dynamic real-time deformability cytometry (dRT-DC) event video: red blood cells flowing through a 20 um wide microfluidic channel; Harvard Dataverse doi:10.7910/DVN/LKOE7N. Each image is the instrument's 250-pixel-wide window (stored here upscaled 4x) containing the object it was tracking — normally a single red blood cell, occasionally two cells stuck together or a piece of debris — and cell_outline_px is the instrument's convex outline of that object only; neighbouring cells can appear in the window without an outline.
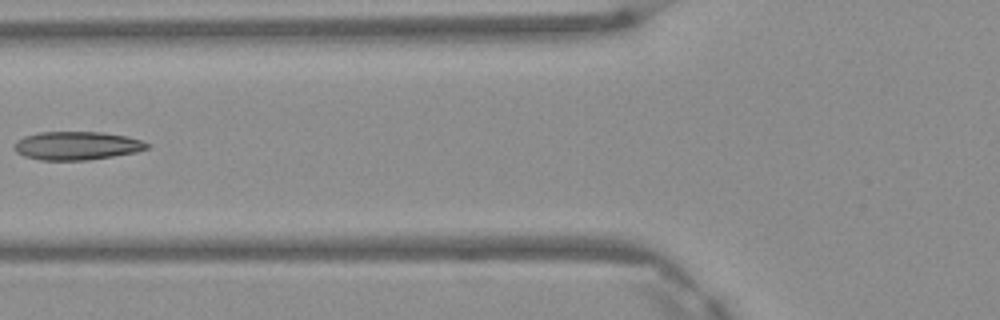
{"species": "Egyptian fruit bat (a non-hibernating species)", "species_latin": "Rousettus aegyptiacus", "temperature_condition": "warm", "stored_images_in_passage": 5, "camera_frame_rate_fps": 3000, "um_per_image_px": 0.085, "frame": {"image": 1, "passage_image": 5, "time_ms": 1.333, "image_size_px": [1000, 320], "cell_outline_px": [[148, 148], [136, 152], [88, 160], [40, 160], [24, 156], [16, 152], [12, 148], [16, 140], [24, 136], [40, 132], [100, 132], [124, 136], [140, 140], [148, 144]], "centroid_in_image_um": [6.46, 12.39], "position_along_channel_um": 119.3, "area_um2": 21.85}}